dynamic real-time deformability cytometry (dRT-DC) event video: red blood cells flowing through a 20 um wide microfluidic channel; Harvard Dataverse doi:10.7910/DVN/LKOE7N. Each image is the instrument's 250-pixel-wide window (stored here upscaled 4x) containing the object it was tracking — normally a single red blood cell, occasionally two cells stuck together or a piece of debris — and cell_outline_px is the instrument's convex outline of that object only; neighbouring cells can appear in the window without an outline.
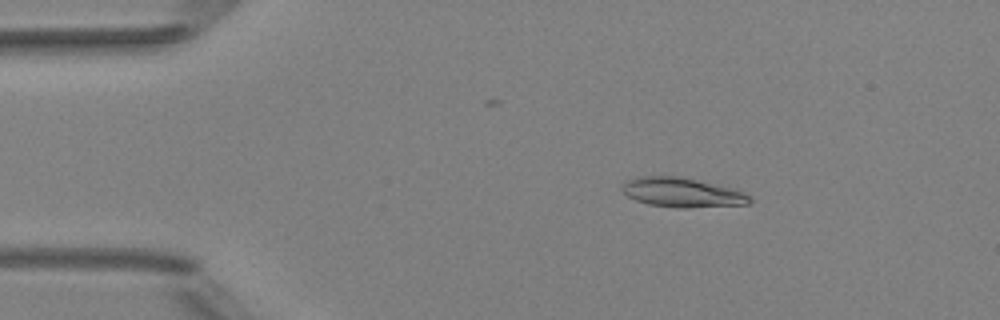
{"species": "Egyptian fruit bat (a non-hibernating species)", "species_latin": "Rousettus aegyptiacus", "temperature_condition": "room temperature", "stored_images_in_passage": 4, "camera_frame_rate_fps": 3000, "um_per_image_px": 0.085, "animal": {"sex": "female"}, "frame": {"image": 1, "passage_image": 3, "time_ms": 2.333, "image_size_px": [1000, 320], "cell_outline_px": [[752, 204], [688, 208], [676, 208], [648, 204], [636, 200], [628, 196], [620, 188], [620, 184], [624, 180], [640, 176], [684, 176], [736, 188], [752, 196]], "centroid_in_image_um": [58.03, 16.35], "position_along_channel_um": 27.0, "area_um2": 22.66}}